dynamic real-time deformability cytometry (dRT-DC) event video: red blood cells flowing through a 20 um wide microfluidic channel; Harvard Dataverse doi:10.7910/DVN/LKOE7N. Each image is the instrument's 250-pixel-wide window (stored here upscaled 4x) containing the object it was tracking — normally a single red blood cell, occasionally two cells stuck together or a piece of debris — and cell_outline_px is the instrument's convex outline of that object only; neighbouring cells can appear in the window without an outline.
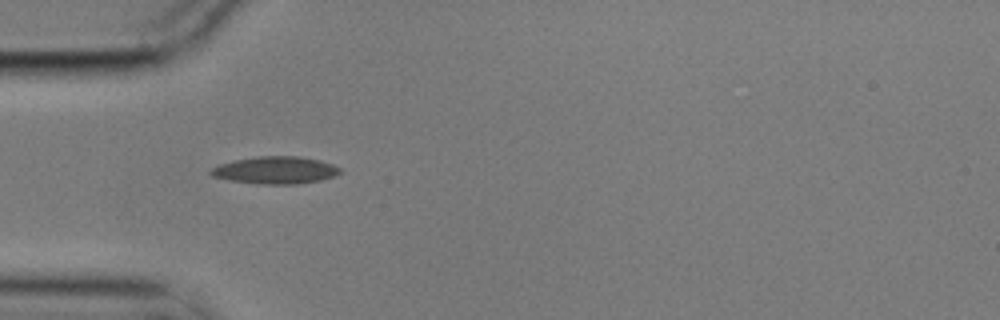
{"species": "common noctule bat (a hibernating species)", "species_latin": "Nyctalus noctula", "temperature_condition": "cold", "stored_images_in_passage": 2, "camera_frame_rate_fps": 3000, "um_per_image_px": 0.085, "animal": {"sex": "male", "body_mass_g": 17.9}, "frame": {"image": 1, "passage_image": 1, "time_ms": 0.0, "image_size_px": [1000, 320], "cell_outline_px": [[344, 172], [336, 176], [320, 180], [296, 184], [256, 184], [228, 180], [212, 176], [208, 172], [212, 168], [220, 164], [232, 160], [256, 156], [300, 156], [320, 160], [332, 164], [340, 168]], "centroid_in_image_um": [23.42, 14.46], "position_along_channel_um": 61.6, "area_um2": 20.87}}
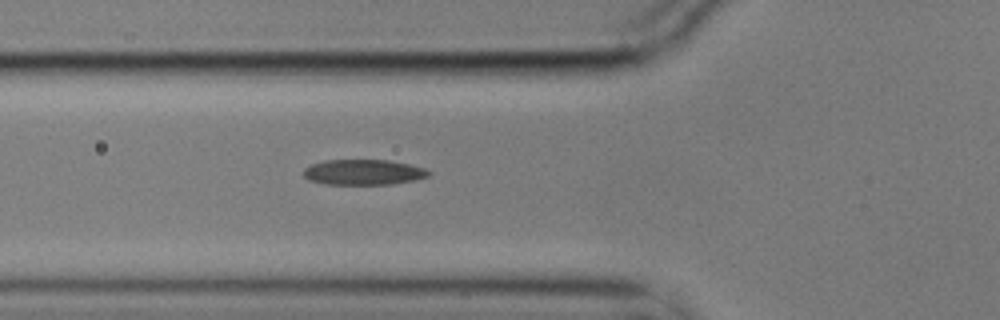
{"frame": {"image": 2, "passage_image": 2, "time_ms": 0.333, "image_size_px": [1000, 320], "cell_outline_px": [[432, 172], [428, 176], [416, 180], [392, 184], [328, 184], [308, 180], [304, 176], [304, 168], [312, 164], [324, 160], [388, 160], [408, 164], [424, 168]], "centroid_in_image_um": [30.9, 14.63], "position_along_channel_um": 94.9, "area_um2": 18.5}}